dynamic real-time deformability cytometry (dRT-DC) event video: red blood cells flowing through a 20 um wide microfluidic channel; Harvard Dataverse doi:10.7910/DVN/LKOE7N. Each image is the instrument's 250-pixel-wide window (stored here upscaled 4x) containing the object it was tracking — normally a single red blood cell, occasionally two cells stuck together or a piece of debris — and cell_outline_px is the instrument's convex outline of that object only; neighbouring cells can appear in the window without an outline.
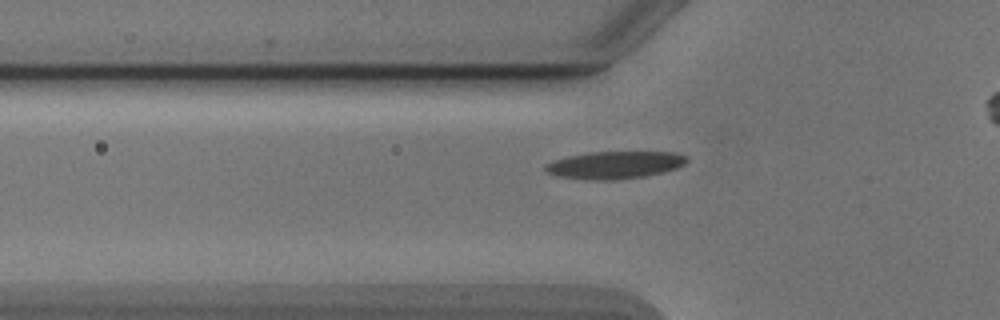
{"species": "Egyptian fruit bat (a non-hibernating species)", "species_latin": "Rousettus aegyptiacus", "temperature_condition": "cold", "stored_images_in_passage": 34, "camera_frame_rate_fps": 3000, "um_per_image_px": 0.085, "animal": {"sex": "male"}, "frame": {"image": 1, "passage_image": 5, "time_ms": 1.333, "image_size_px": [1000, 320], "cell_outline_px": [[688, 160], [684, 164], [676, 168], [664, 172], [644, 176], [616, 180], [592, 180], [556, 176], [548, 172], [544, 168], [544, 164], [552, 160], [568, 156], [588, 152], [672, 152], [688, 156]], "centroid_in_image_um": [52.23, 14.02], "position_along_channel_um": 73.6, "area_um2": 22.72}}
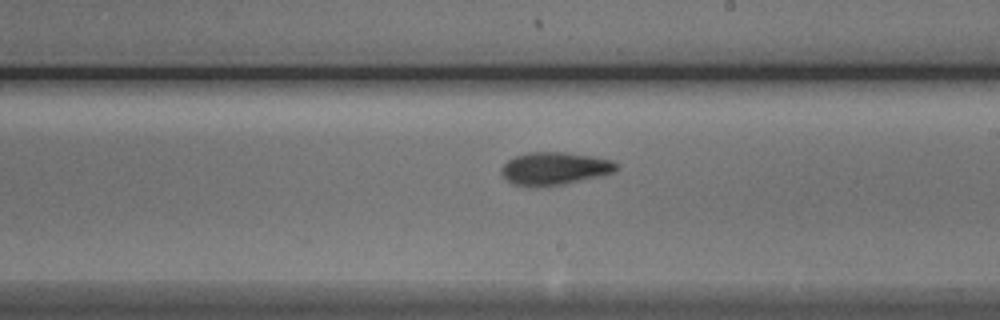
{"frame": {"image": 2, "passage_image": 18, "time_ms": 5.667, "image_size_px": [1000, 320], "cell_outline_px": [[620, 164], [612, 172], [564, 184], [540, 188], [528, 188], [512, 184], [500, 176], [500, 168], [508, 160], [516, 156], [528, 152], [564, 152], [592, 156], [612, 160]], "centroid_in_image_um": [47.04, 14.34], "position_along_channel_um": 242.0, "area_um2": 22.25}}
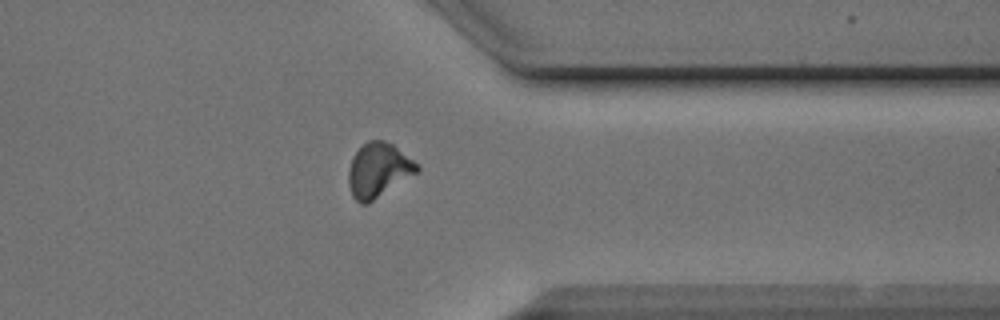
{"frame": {"image": 3, "passage_image": 29, "time_ms": 9.333, "image_size_px": [1000, 320], "cell_outline_px": [[420, 168], [416, 172], [368, 204], [360, 204], [352, 196], [348, 184], [348, 168], [352, 156], [368, 140], [384, 140], [392, 144], [420, 164]], "centroid_in_image_um": [32.14, 14.46], "position_along_channel_um": 379.3, "area_um2": 21.62}, "authors_computed_cell_mechanics": {"area_um2": 21.5883, "velocity_mm_per_s": 3.8822, "shape_relaxation_time_tau1_ms": 1.9868, "shape_relaxation_time_tau2_ms": 3.3335, "deformation_change_tau1": 0.1357, "deformation_change_tau2": 0.1114}}